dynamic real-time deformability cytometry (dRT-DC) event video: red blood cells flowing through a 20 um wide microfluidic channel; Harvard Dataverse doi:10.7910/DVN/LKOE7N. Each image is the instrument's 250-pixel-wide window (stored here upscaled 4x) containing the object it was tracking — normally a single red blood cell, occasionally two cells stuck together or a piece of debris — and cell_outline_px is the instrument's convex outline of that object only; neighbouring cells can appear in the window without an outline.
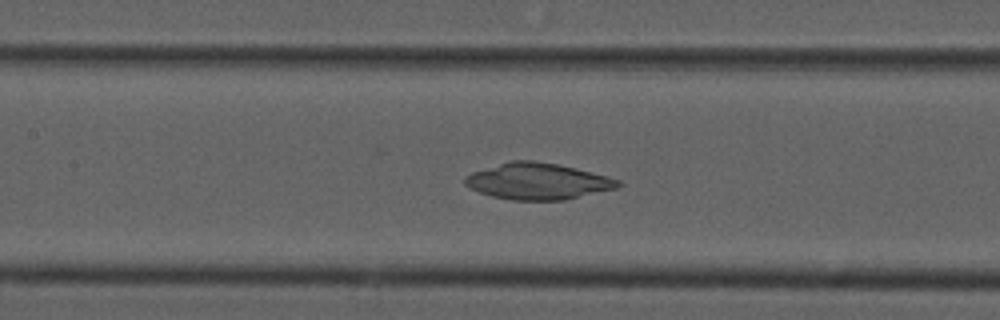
{"species": "common noctule bat (a hibernating species)", "species_latin": "Nyctalus noctula", "temperature_condition": "cold", "stored_images_in_passage": 52, "camera_frame_rate_fps": 3000, "um_per_image_px": 0.085, "animal": {"sex": "male", "forearm_length_mm": 52.5}, "frame": {"image": 1, "passage_image": 23, "time_ms": 7.333, "image_size_px": [1000, 320], "cell_outline_px": [[624, 184], [616, 188], [564, 200], [512, 200], [492, 196], [480, 192], [464, 184], [464, 176], [472, 172], [512, 160], [532, 160], [556, 164], [608, 176], [620, 180]], "centroid_in_image_um": [45.71, 15.41], "position_along_channel_um": 161.7, "area_um2": 32.14}}
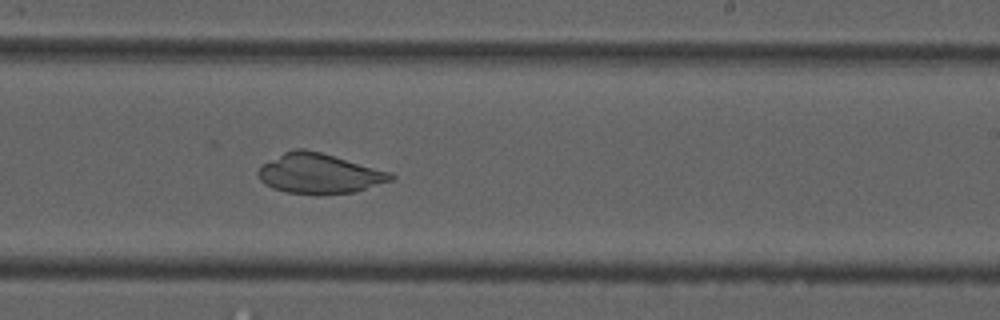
{"frame": {"image": 2, "passage_image": 31, "time_ms": 10.0, "image_size_px": [1000, 320], "cell_outline_px": [[396, 176], [392, 180], [356, 192], [320, 196], [316, 196], [288, 192], [272, 188], [264, 184], [260, 180], [256, 172], [264, 164], [284, 152], [296, 148], [304, 148], [320, 152], [392, 172]], "centroid_in_image_um": [27.15, 14.78], "position_along_channel_um": 261.8, "area_um2": 31.21}}
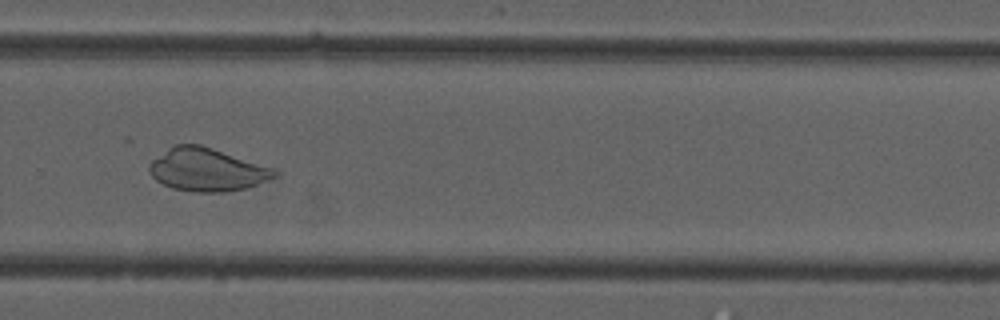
{"frame": {"image": 3, "passage_image": 35, "time_ms": 11.333, "image_size_px": [1000, 320], "cell_outline_px": [[280, 172], [276, 176], [268, 180], [248, 188], [224, 192], [196, 192], [172, 188], [156, 180], [152, 176], [148, 168], [148, 164], [152, 160], [168, 148], [176, 144], [200, 144], [272, 168]], "centroid_in_image_um": [17.58, 14.43], "position_along_channel_um": 312.2, "area_um2": 31.15}}